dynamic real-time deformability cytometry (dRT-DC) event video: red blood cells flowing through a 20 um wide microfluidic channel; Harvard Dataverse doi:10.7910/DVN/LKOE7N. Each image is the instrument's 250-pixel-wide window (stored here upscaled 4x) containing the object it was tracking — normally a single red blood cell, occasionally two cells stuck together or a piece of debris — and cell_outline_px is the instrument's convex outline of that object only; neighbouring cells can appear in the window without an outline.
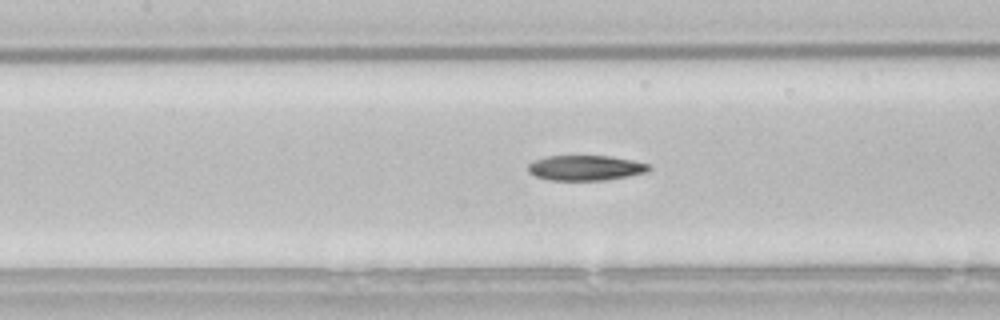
{"species": "common noctule bat (a hibernating species)", "species_latin": "Nyctalus noctula", "temperature_condition": "room temperature", "stored_images_in_passage": 35, "camera_frame_rate_fps": 3000, "um_per_image_px": 0.085, "animal": {"sex": "male", "body_mass_g": 21.5, "forearm_length_mm": 52.0}, "frame": {"image": 1, "passage_image": 9, "time_ms": 2.667, "image_size_px": [1000, 320], "cell_outline_px": [[652, 168], [648, 172], [628, 176], [604, 180], [548, 180], [536, 176], [528, 172], [528, 164], [532, 160], [548, 156], [612, 156], [632, 160], [648, 164]], "centroid_in_image_um": [49.76, 14.27], "position_along_channel_um": 157.6, "area_um2": 17.8}}
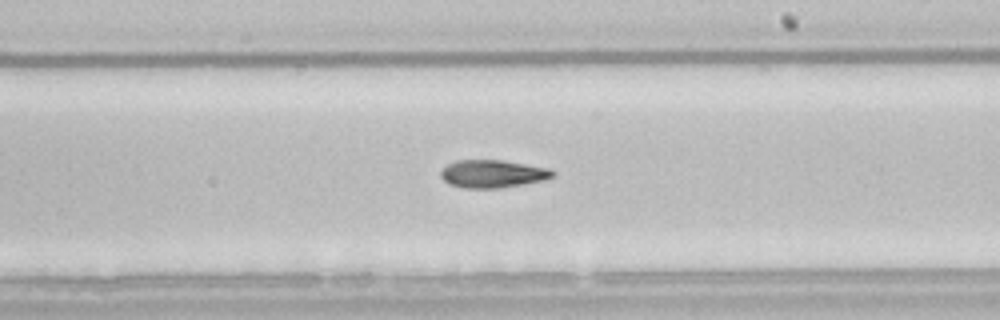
{"frame": {"image": 2, "passage_image": 16, "time_ms": 5.0, "image_size_px": [1000, 320], "cell_outline_px": [[556, 176], [544, 180], [496, 188], [464, 188], [448, 184], [440, 176], [440, 172], [448, 164], [456, 160], [504, 160], [548, 168], [556, 172]], "centroid_in_image_um": [41.87, 14.76], "position_along_channel_um": 247.1, "area_um2": 18.09}}
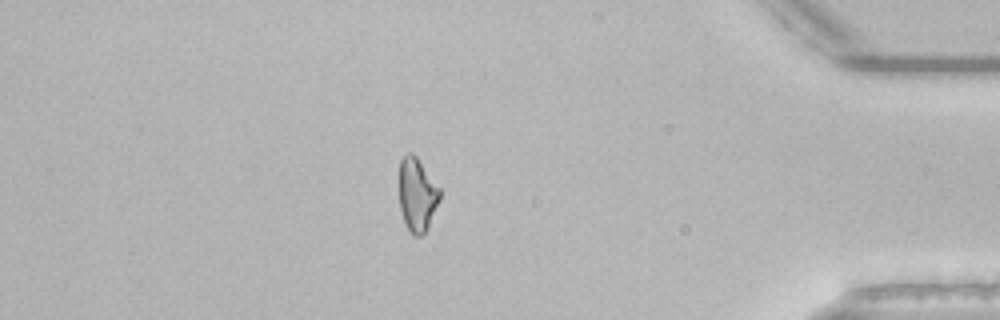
{"frame": {"image": 3, "passage_image": 31, "time_ms": 10.0, "image_size_px": [1000, 320], "cell_outline_px": [[440, 200], [424, 232], [420, 236], [416, 236], [408, 228], [404, 220], [400, 208], [400, 160], [408, 152], [412, 152], [416, 156], [440, 188]], "centroid_in_image_um": [35.46, 16.5], "position_along_channel_um": 399.7, "area_um2": 16.94}}